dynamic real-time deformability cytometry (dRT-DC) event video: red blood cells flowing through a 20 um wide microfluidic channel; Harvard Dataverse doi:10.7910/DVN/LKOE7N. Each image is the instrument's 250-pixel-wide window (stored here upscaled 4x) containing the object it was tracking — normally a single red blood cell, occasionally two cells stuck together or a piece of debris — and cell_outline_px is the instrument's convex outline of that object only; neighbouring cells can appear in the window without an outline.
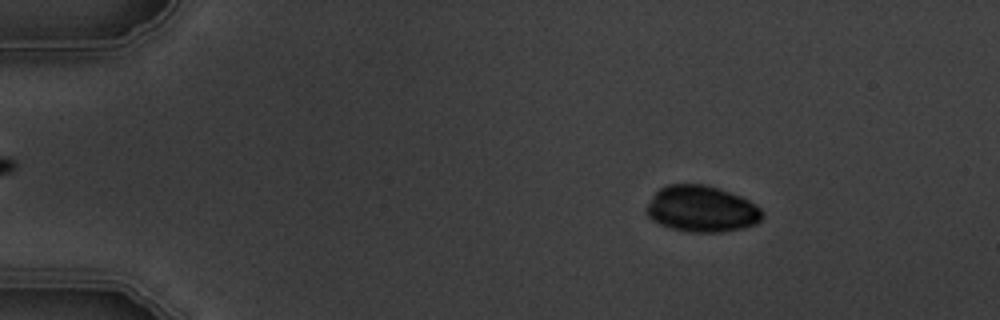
{"species": "common noctule bat (a hibernating species)", "species_latin": "Nyctalus noctula", "temperature_condition": "warm", "stored_images_in_passage": 4, "camera_frame_rate_fps": 3000, "um_per_image_px": 0.085, "animal": {"sex": "male", "body_mass_g": 19.5, "forearm_length_mm": 54.6}, "frame": {"image": 1, "passage_image": 2, "time_ms": 1.0, "image_size_px": [1000, 320], "cell_outline_px": [[764, 216], [756, 224], [744, 228], [720, 232], [692, 232], [672, 228], [660, 224], [652, 220], [648, 216], [648, 204], [652, 196], [660, 188], [668, 184], [704, 184], [740, 196], [756, 204], [760, 208]], "centroid_in_image_um": [59.66, 17.76], "position_along_channel_um": 25.3, "area_um2": 30.98}}